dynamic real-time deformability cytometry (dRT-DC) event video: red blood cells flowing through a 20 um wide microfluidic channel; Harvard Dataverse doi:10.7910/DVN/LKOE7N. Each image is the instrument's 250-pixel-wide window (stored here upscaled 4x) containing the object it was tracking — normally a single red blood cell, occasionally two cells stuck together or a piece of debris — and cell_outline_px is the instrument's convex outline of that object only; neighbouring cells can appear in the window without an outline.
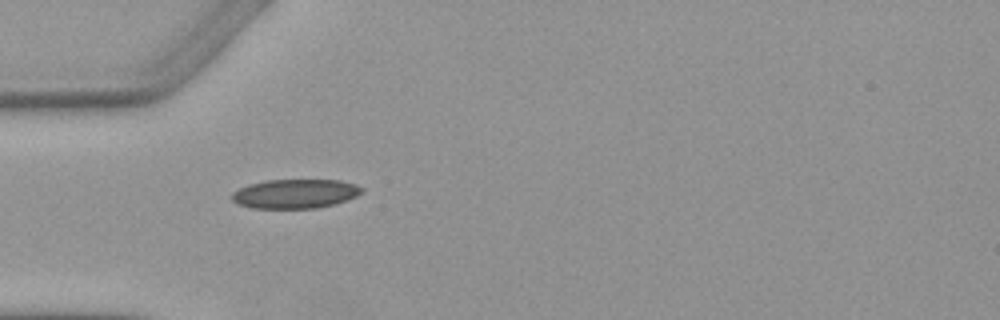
{"species": "Egyptian fruit bat (a non-hibernating species)", "species_latin": "Rousettus aegyptiacus", "temperature_condition": "warm", "stored_images_in_passage": 4, "camera_frame_rate_fps": 3000, "um_per_image_px": 0.085, "animal": {"sex": "female"}, "frame": {"image": 1, "passage_image": 1, "time_ms": 0.0, "image_size_px": [1000, 320], "cell_outline_px": [[364, 192], [348, 200], [336, 204], [316, 208], [252, 208], [236, 204], [232, 200], [232, 192], [248, 184], [268, 180], [340, 180], [356, 184], [364, 188]], "centroid_in_image_um": [25.12, 16.47], "position_along_channel_um": 59.9, "area_um2": 22.31}}
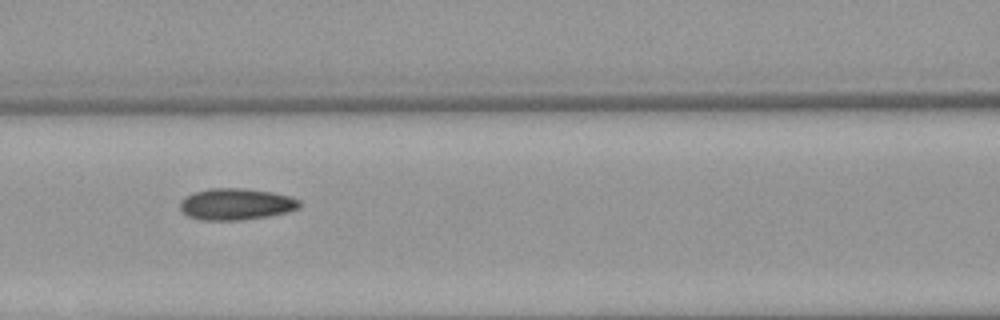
{"frame": {"image": 2, "passage_image": 3, "time_ms": 2.333, "image_size_px": [1000, 320], "cell_outline_px": [[300, 208], [288, 212], [268, 216], [240, 220], [200, 220], [188, 216], [180, 208], [180, 200], [196, 192], [208, 188], [244, 188], [272, 192], [288, 196], [300, 200]], "centroid_in_image_um": [20.08, 17.35], "position_along_channel_um": 146.5, "area_um2": 21.91}}
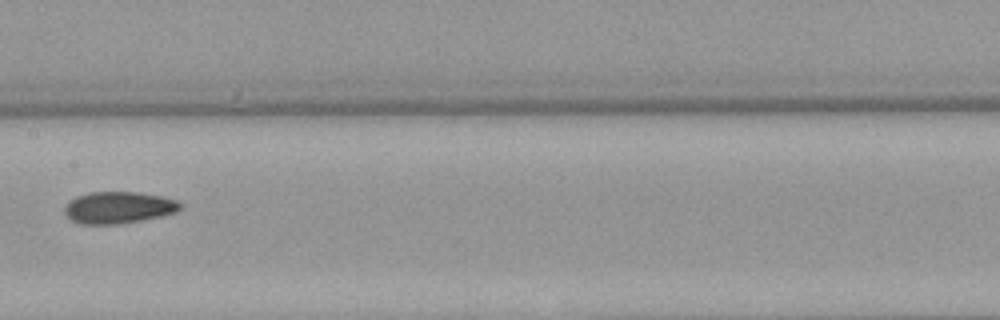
{"frame": {"image": 3, "passage_image": 4, "time_ms": 3.667, "image_size_px": [1000, 320], "cell_outline_px": [[180, 208], [176, 212], [160, 216], [120, 224], [80, 224], [72, 220], [64, 212], [64, 208], [76, 196], [88, 192], [136, 192], [164, 196], [176, 200], [180, 204]], "centroid_in_image_um": [10.07, 17.63], "position_along_channel_um": 197.3, "area_um2": 21.27}}